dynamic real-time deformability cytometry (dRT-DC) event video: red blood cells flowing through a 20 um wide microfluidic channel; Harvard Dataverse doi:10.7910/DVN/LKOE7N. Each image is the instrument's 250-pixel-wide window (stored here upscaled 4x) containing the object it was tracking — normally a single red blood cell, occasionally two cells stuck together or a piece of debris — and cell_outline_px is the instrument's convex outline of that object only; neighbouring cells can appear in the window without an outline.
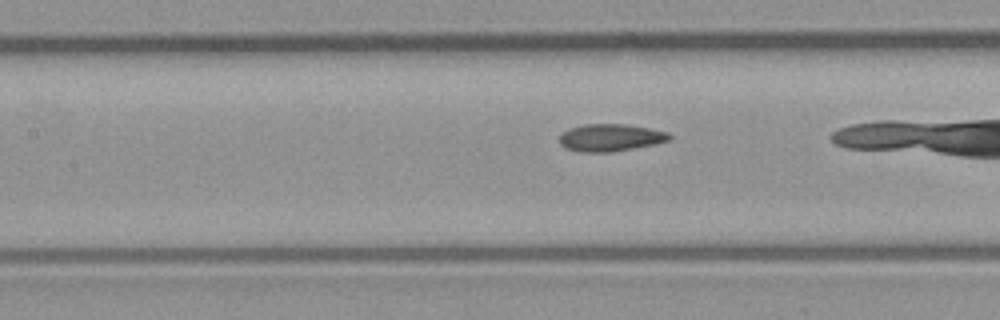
{"species": "common noctule bat (a hibernating species)", "species_latin": "Nyctalus noctula", "temperature_condition": "room temperature", "stored_images_in_passage": 25, "camera_frame_rate_fps": 3000, "um_per_image_px": 0.085, "animal": {"sex": "male", "body_mass_g": 23.1, "forearm_length_mm": 52.7}, "frame": {"image": 1, "passage_image": 8, "time_ms": 2.333, "image_size_px": [1000, 320], "cell_outline_px": [[672, 136], [668, 140], [656, 144], [612, 152], [580, 152], [564, 148], [560, 144], [560, 132], [568, 128], [584, 124], [624, 124], [648, 128], [668, 132]], "centroid_in_image_um": [51.84, 11.7], "position_along_channel_um": 155.6, "area_um2": 17.63}}
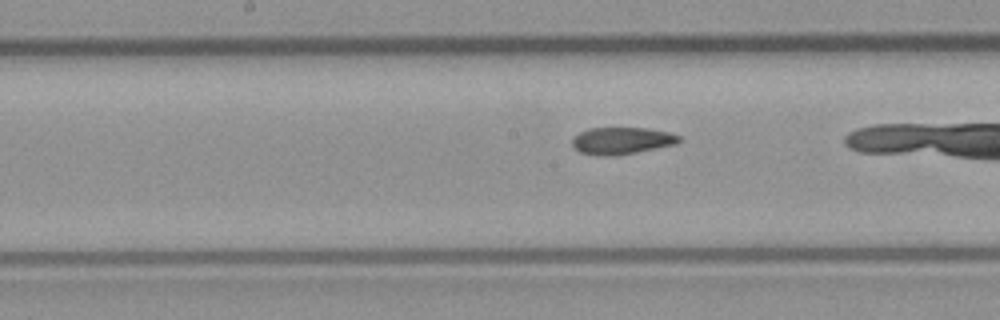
{"frame": {"image": 2, "passage_image": 11, "time_ms": 3.333, "image_size_px": [1000, 320], "cell_outline_px": [[680, 140], [676, 144], [636, 152], [608, 156], [604, 156], [580, 152], [572, 144], [572, 140], [580, 132], [588, 128], [648, 128], [668, 132], [680, 136]], "centroid_in_image_um": [52.86, 11.95], "position_along_channel_um": 195.3, "area_um2": 16.53}}
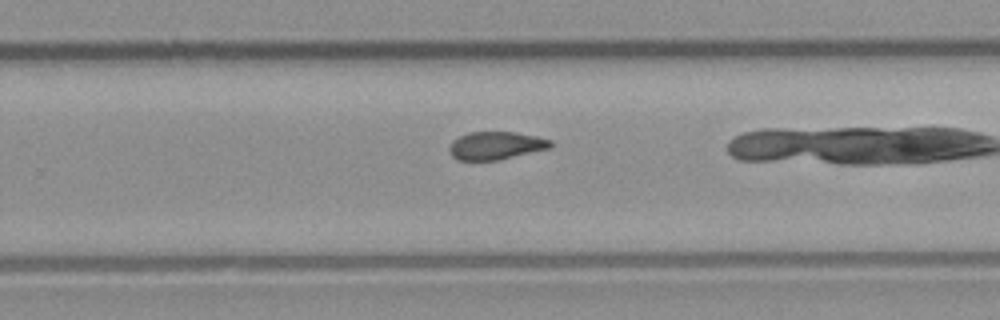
{"frame": {"image": 3, "passage_image": 18, "time_ms": 5.667, "image_size_px": [1000, 320], "cell_outline_px": [[552, 148], [500, 160], [456, 160], [448, 152], [448, 148], [452, 140], [468, 132], [516, 132], [536, 136], [552, 140]], "centroid_in_image_um": [42.15, 12.38], "position_along_channel_um": 287.7, "area_um2": 16.76}}